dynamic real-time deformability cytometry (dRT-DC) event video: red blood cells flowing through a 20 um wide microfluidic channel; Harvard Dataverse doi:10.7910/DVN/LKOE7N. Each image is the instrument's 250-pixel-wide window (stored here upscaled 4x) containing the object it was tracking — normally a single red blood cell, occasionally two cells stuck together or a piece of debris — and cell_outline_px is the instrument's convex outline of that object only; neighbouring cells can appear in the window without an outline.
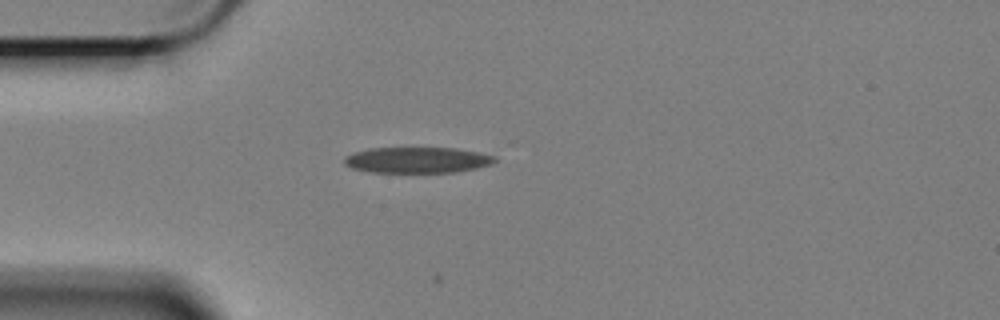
{"species": "Egyptian fruit bat (a non-hibernating species)", "species_latin": "Rousettus aegyptiacus", "temperature_condition": "cold", "stored_images_in_passage": 38, "camera_frame_rate_fps": 3000, "um_per_image_px": 0.085, "animal": {"sex": "female"}, "frame": {"image": 1, "passage_image": 1, "time_ms": 0.0, "image_size_px": [1000, 320], "cell_outline_px": [[496, 160], [492, 164], [476, 168], [456, 172], [372, 172], [352, 168], [344, 164], [344, 156], [368, 148], [456, 148], [496, 156]], "centroid_in_image_um": [35.46, 13.6], "position_along_channel_um": 49.5, "area_um2": 22.6}}
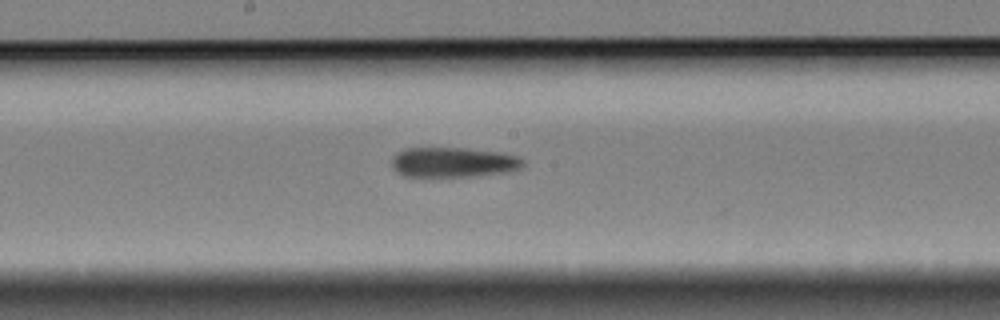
{"frame": {"image": 2, "passage_image": 16, "time_ms": 5.0, "image_size_px": [1000, 320], "cell_outline_px": [[524, 164], [520, 168], [508, 172], [472, 176], [404, 176], [392, 168], [392, 160], [396, 152], [404, 148], [464, 148], [496, 152], [516, 156], [524, 160]], "centroid_in_image_um": [38.5, 13.79], "position_along_channel_um": 209.7, "area_um2": 22.77}}
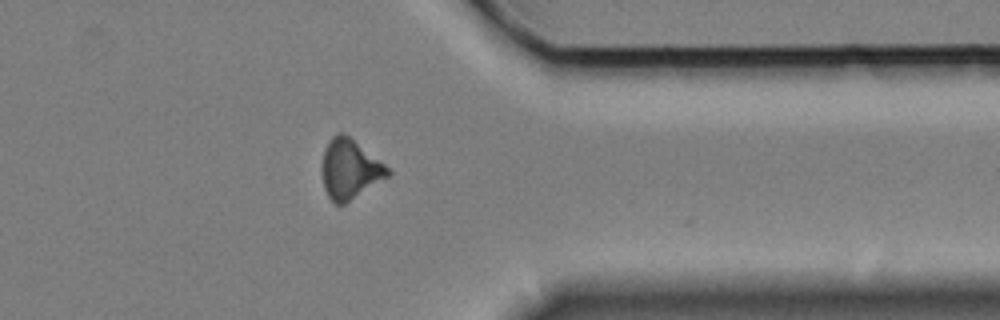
{"frame": {"image": 3, "passage_image": 32, "time_ms": 10.333, "image_size_px": [1000, 320], "cell_outline_px": [[392, 172], [388, 176], [344, 204], [336, 204], [328, 196], [324, 188], [320, 172], [320, 168], [324, 148], [332, 136], [336, 132], [344, 132], [384, 164]], "centroid_in_image_um": [29.67, 14.35], "position_along_channel_um": 381.7, "area_um2": 22.77}}